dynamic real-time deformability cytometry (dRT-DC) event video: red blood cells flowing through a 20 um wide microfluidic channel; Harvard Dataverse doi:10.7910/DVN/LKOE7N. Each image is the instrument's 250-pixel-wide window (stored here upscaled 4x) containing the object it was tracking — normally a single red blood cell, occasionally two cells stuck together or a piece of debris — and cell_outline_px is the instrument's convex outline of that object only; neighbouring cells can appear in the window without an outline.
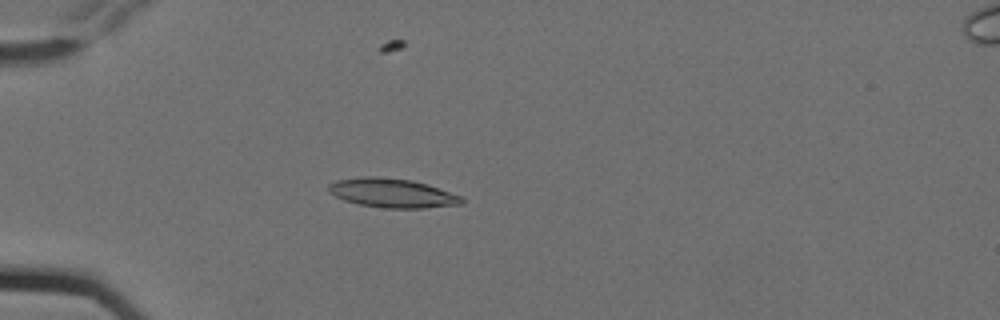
{"species": "Egyptian fruit bat (a non-hibernating species)", "species_latin": "Rousettus aegyptiacus", "temperature_condition": "cold", "stored_images_in_passage": 7, "camera_frame_rate_fps": 3000, "um_per_image_px": 0.085, "animal": {"sex": "female"}, "frame": {"image": 1, "passage_image": 5, "time_ms": 1.333, "image_size_px": [1000, 320], "cell_outline_px": [[464, 204], [424, 208], [384, 208], [360, 204], [344, 200], [328, 192], [328, 184], [336, 180], [364, 176], [376, 176], [412, 180], [428, 184], [460, 196], [464, 200]], "centroid_in_image_um": [33.33, 16.4], "position_along_channel_um": 51.7, "area_um2": 22.6}}
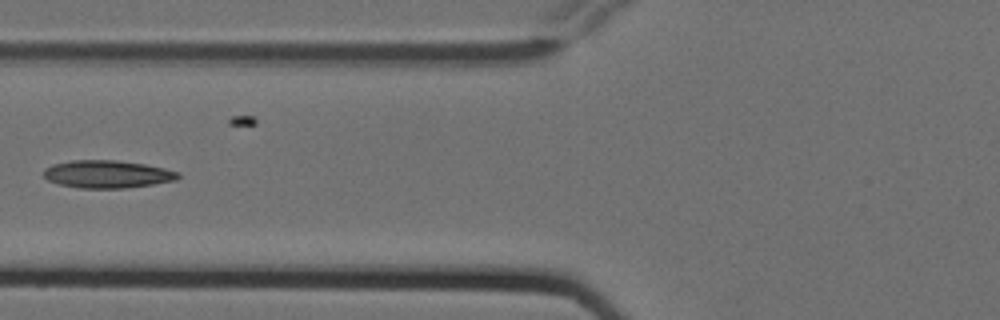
{"frame": {"image": 2, "passage_image": 7, "time_ms": 2.0, "image_size_px": [1000, 320], "cell_outline_px": [[180, 176], [176, 180], [152, 184], [124, 188], [80, 188], [60, 184], [48, 180], [44, 176], [44, 168], [52, 164], [72, 160], [116, 160], [144, 164], [164, 168], [180, 172]], "centroid_in_image_um": [9.11, 14.8], "position_along_channel_um": 116.7, "area_um2": 21.62}}